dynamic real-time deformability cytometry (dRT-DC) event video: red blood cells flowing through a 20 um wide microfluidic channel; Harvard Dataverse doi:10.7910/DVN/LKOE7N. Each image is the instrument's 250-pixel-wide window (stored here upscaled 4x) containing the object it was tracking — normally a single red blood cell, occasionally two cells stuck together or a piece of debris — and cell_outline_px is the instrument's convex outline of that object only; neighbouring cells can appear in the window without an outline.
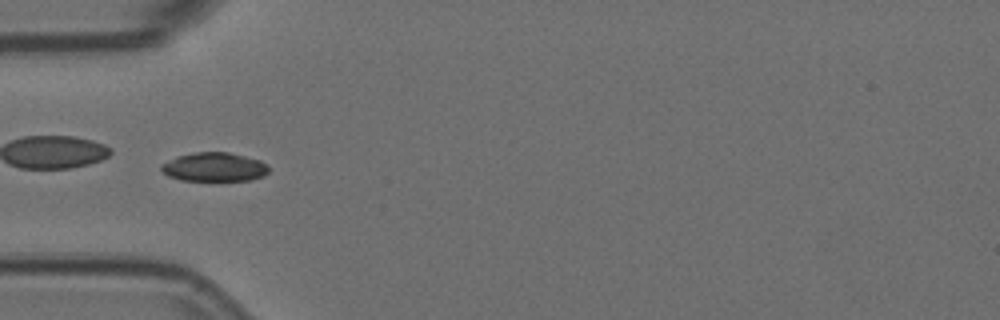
{"species": "Egyptian fruit bat (a non-hibernating species)", "species_latin": "Rousettus aegyptiacus", "temperature_condition": "room temperature", "stored_images_in_passage": 7, "camera_frame_rate_fps": 3000, "um_per_image_px": 0.085, "animal": {"sex": "female"}, "frame": {"image": 1, "passage_image": 5, "time_ms": 1.333, "image_size_px": [1000, 320], "cell_outline_px": [[268, 172], [264, 176], [252, 180], [180, 180], [168, 176], [160, 168], [160, 164], [176, 156], [196, 152], [228, 152], [260, 160], [268, 164]], "centroid_in_image_um": [18.21, 14.19], "position_along_channel_um": 66.8, "area_um2": 18.15}}